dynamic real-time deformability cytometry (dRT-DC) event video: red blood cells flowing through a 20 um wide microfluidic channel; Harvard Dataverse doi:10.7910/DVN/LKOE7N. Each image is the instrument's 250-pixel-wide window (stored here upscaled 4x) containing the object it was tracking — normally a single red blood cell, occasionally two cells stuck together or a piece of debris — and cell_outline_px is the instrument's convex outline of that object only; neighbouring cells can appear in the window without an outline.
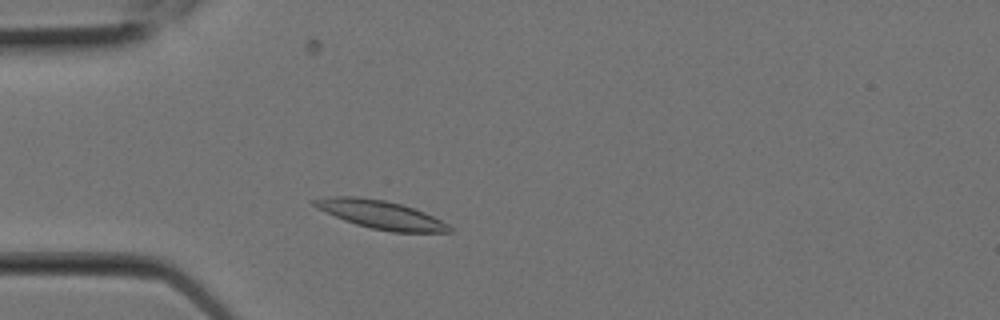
{"species": "Egyptian fruit bat (a non-hibernating species)", "species_latin": "Rousettus aegyptiacus", "temperature_condition": "room temperature", "stored_images_in_passage": 7, "camera_frame_rate_fps": 3000, "um_per_image_px": 0.085, "animal": {"sex": "female"}, "frame": {"image": 1, "passage_image": 3, "time_ms": 0.667, "image_size_px": [1000, 320], "cell_outline_px": [[452, 232], [392, 232], [372, 228], [356, 224], [344, 220], [316, 208], [308, 200], [324, 196], [356, 196], [384, 200], [400, 204], [424, 212], [448, 224], [452, 228]], "centroid_in_image_um": [32.29, 18.23], "position_along_channel_um": 52.7, "area_um2": 22.25}}
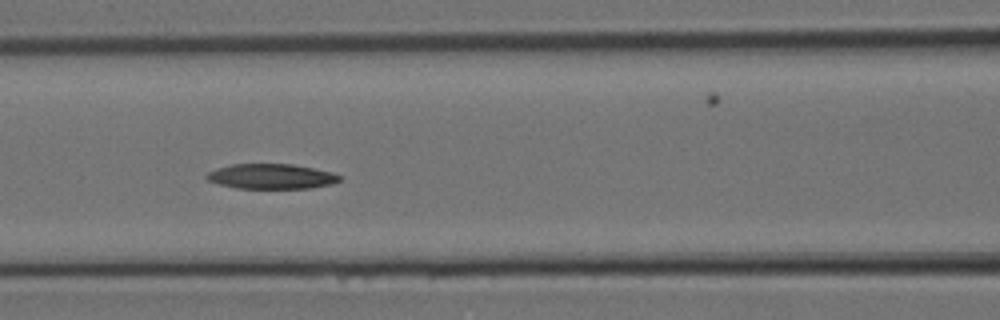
{"frame": {"image": 2, "passage_image": 6, "time_ms": 1.667, "image_size_px": [1000, 320], "cell_outline_px": [[344, 176], [340, 180], [332, 184], [312, 188], [236, 188], [220, 184], [208, 180], [204, 176], [208, 172], [216, 168], [232, 164], [292, 164], [332, 172]], "centroid_in_image_um": [23.08, 14.99], "position_along_channel_um": 143.5, "area_um2": 19.42}}
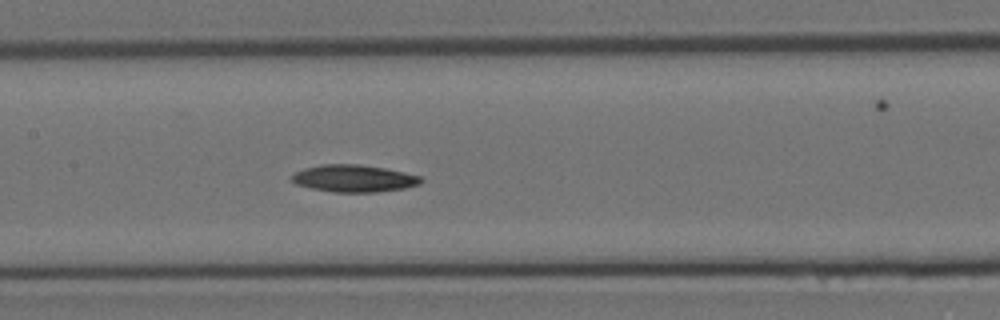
{"frame": {"image": 3, "passage_image": 7, "time_ms": 2.0, "image_size_px": [1000, 320], "cell_outline_px": [[424, 180], [420, 184], [404, 188], [376, 192], [332, 192], [312, 188], [296, 184], [292, 180], [292, 176], [296, 172], [304, 168], [320, 164], [356, 164], [384, 168], [404, 172], [420, 176]], "centroid_in_image_um": [30.09, 15.16], "position_along_channel_um": 177.3, "area_um2": 20.35}}